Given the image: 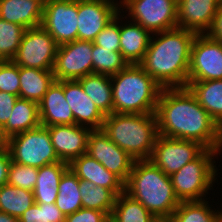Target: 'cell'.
Returning <instances> with one entry per match:
<instances>
[{
    "mask_svg": "<svg viewBox=\"0 0 222 222\" xmlns=\"http://www.w3.org/2000/svg\"><path fill=\"white\" fill-rule=\"evenodd\" d=\"M115 0H78V40L93 42L120 12Z\"/></svg>",
    "mask_w": 222,
    "mask_h": 222,
    "instance_id": "obj_15",
    "label": "cell"
},
{
    "mask_svg": "<svg viewBox=\"0 0 222 222\" xmlns=\"http://www.w3.org/2000/svg\"><path fill=\"white\" fill-rule=\"evenodd\" d=\"M77 81L81 84L86 95L105 116L113 113V94L110 76L91 73Z\"/></svg>",
    "mask_w": 222,
    "mask_h": 222,
    "instance_id": "obj_27",
    "label": "cell"
},
{
    "mask_svg": "<svg viewBox=\"0 0 222 222\" xmlns=\"http://www.w3.org/2000/svg\"><path fill=\"white\" fill-rule=\"evenodd\" d=\"M214 149H205L196 159L185 164L170 178L179 201H203L217 175Z\"/></svg>",
    "mask_w": 222,
    "mask_h": 222,
    "instance_id": "obj_6",
    "label": "cell"
},
{
    "mask_svg": "<svg viewBox=\"0 0 222 222\" xmlns=\"http://www.w3.org/2000/svg\"><path fill=\"white\" fill-rule=\"evenodd\" d=\"M206 34L213 40L222 43V2L214 16L211 28Z\"/></svg>",
    "mask_w": 222,
    "mask_h": 222,
    "instance_id": "obj_41",
    "label": "cell"
},
{
    "mask_svg": "<svg viewBox=\"0 0 222 222\" xmlns=\"http://www.w3.org/2000/svg\"><path fill=\"white\" fill-rule=\"evenodd\" d=\"M40 122L43 126L72 125L75 119L67 103L63 90V81L55 80L39 102Z\"/></svg>",
    "mask_w": 222,
    "mask_h": 222,
    "instance_id": "obj_19",
    "label": "cell"
},
{
    "mask_svg": "<svg viewBox=\"0 0 222 222\" xmlns=\"http://www.w3.org/2000/svg\"><path fill=\"white\" fill-rule=\"evenodd\" d=\"M41 26L59 46L78 40V0H49Z\"/></svg>",
    "mask_w": 222,
    "mask_h": 222,
    "instance_id": "obj_11",
    "label": "cell"
},
{
    "mask_svg": "<svg viewBox=\"0 0 222 222\" xmlns=\"http://www.w3.org/2000/svg\"><path fill=\"white\" fill-rule=\"evenodd\" d=\"M125 192L156 218H170L180 203L170 176L149 159L134 161Z\"/></svg>",
    "mask_w": 222,
    "mask_h": 222,
    "instance_id": "obj_3",
    "label": "cell"
},
{
    "mask_svg": "<svg viewBox=\"0 0 222 222\" xmlns=\"http://www.w3.org/2000/svg\"><path fill=\"white\" fill-rule=\"evenodd\" d=\"M19 222H65V215L55 203H34L19 217Z\"/></svg>",
    "mask_w": 222,
    "mask_h": 222,
    "instance_id": "obj_35",
    "label": "cell"
},
{
    "mask_svg": "<svg viewBox=\"0 0 222 222\" xmlns=\"http://www.w3.org/2000/svg\"><path fill=\"white\" fill-rule=\"evenodd\" d=\"M40 2H42L43 4H46L49 0H39Z\"/></svg>",
    "mask_w": 222,
    "mask_h": 222,
    "instance_id": "obj_47",
    "label": "cell"
},
{
    "mask_svg": "<svg viewBox=\"0 0 222 222\" xmlns=\"http://www.w3.org/2000/svg\"><path fill=\"white\" fill-rule=\"evenodd\" d=\"M55 153L60 161L68 164L87 152L88 138L92 129L81 125L47 126Z\"/></svg>",
    "mask_w": 222,
    "mask_h": 222,
    "instance_id": "obj_16",
    "label": "cell"
},
{
    "mask_svg": "<svg viewBox=\"0 0 222 222\" xmlns=\"http://www.w3.org/2000/svg\"><path fill=\"white\" fill-rule=\"evenodd\" d=\"M0 149H8V138L3 132V128L0 126Z\"/></svg>",
    "mask_w": 222,
    "mask_h": 222,
    "instance_id": "obj_45",
    "label": "cell"
},
{
    "mask_svg": "<svg viewBox=\"0 0 222 222\" xmlns=\"http://www.w3.org/2000/svg\"><path fill=\"white\" fill-rule=\"evenodd\" d=\"M102 129L135 161L150 158L159 135L155 113H112L105 117Z\"/></svg>",
    "mask_w": 222,
    "mask_h": 222,
    "instance_id": "obj_5",
    "label": "cell"
},
{
    "mask_svg": "<svg viewBox=\"0 0 222 222\" xmlns=\"http://www.w3.org/2000/svg\"><path fill=\"white\" fill-rule=\"evenodd\" d=\"M44 4L39 0H0V18L25 29L41 26Z\"/></svg>",
    "mask_w": 222,
    "mask_h": 222,
    "instance_id": "obj_21",
    "label": "cell"
},
{
    "mask_svg": "<svg viewBox=\"0 0 222 222\" xmlns=\"http://www.w3.org/2000/svg\"><path fill=\"white\" fill-rule=\"evenodd\" d=\"M25 30L21 25L0 18V61L15 57Z\"/></svg>",
    "mask_w": 222,
    "mask_h": 222,
    "instance_id": "obj_34",
    "label": "cell"
},
{
    "mask_svg": "<svg viewBox=\"0 0 222 222\" xmlns=\"http://www.w3.org/2000/svg\"><path fill=\"white\" fill-rule=\"evenodd\" d=\"M120 8L152 35L178 27L177 0H121Z\"/></svg>",
    "mask_w": 222,
    "mask_h": 222,
    "instance_id": "obj_8",
    "label": "cell"
},
{
    "mask_svg": "<svg viewBox=\"0 0 222 222\" xmlns=\"http://www.w3.org/2000/svg\"><path fill=\"white\" fill-rule=\"evenodd\" d=\"M19 97L39 103L48 88L54 83L52 71L37 68L19 67Z\"/></svg>",
    "mask_w": 222,
    "mask_h": 222,
    "instance_id": "obj_25",
    "label": "cell"
},
{
    "mask_svg": "<svg viewBox=\"0 0 222 222\" xmlns=\"http://www.w3.org/2000/svg\"><path fill=\"white\" fill-rule=\"evenodd\" d=\"M18 96L0 91V126L3 128L9 119Z\"/></svg>",
    "mask_w": 222,
    "mask_h": 222,
    "instance_id": "obj_40",
    "label": "cell"
},
{
    "mask_svg": "<svg viewBox=\"0 0 222 222\" xmlns=\"http://www.w3.org/2000/svg\"><path fill=\"white\" fill-rule=\"evenodd\" d=\"M68 168L69 164L64 161L38 168V177L33 191L35 203H55L59 181Z\"/></svg>",
    "mask_w": 222,
    "mask_h": 222,
    "instance_id": "obj_24",
    "label": "cell"
},
{
    "mask_svg": "<svg viewBox=\"0 0 222 222\" xmlns=\"http://www.w3.org/2000/svg\"><path fill=\"white\" fill-rule=\"evenodd\" d=\"M157 218L125 191L117 196L111 222H154Z\"/></svg>",
    "mask_w": 222,
    "mask_h": 222,
    "instance_id": "obj_28",
    "label": "cell"
},
{
    "mask_svg": "<svg viewBox=\"0 0 222 222\" xmlns=\"http://www.w3.org/2000/svg\"><path fill=\"white\" fill-rule=\"evenodd\" d=\"M120 24V52L128 64H139L148 49L151 33L140 24Z\"/></svg>",
    "mask_w": 222,
    "mask_h": 222,
    "instance_id": "obj_22",
    "label": "cell"
},
{
    "mask_svg": "<svg viewBox=\"0 0 222 222\" xmlns=\"http://www.w3.org/2000/svg\"><path fill=\"white\" fill-rule=\"evenodd\" d=\"M222 80V43L196 34L190 55L188 81Z\"/></svg>",
    "mask_w": 222,
    "mask_h": 222,
    "instance_id": "obj_12",
    "label": "cell"
},
{
    "mask_svg": "<svg viewBox=\"0 0 222 222\" xmlns=\"http://www.w3.org/2000/svg\"><path fill=\"white\" fill-rule=\"evenodd\" d=\"M93 73L113 76L124 69L128 63L121 52L104 49L93 43L92 49Z\"/></svg>",
    "mask_w": 222,
    "mask_h": 222,
    "instance_id": "obj_33",
    "label": "cell"
},
{
    "mask_svg": "<svg viewBox=\"0 0 222 222\" xmlns=\"http://www.w3.org/2000/svg\"><path fill=\"white\" fill-rule=\"evenodd\" d=\"M222 151V121L218 124V139L216 144L215 152L218 156H220V152Z\"/></svg>",
    "mask_w": 222,
    "mask_h": 222,
    "instance_id": "obj_43",
    "label": "cell"
},
{
    "mask_svg": "<svg viewBox=\"0 0 222 222\" xmlns=\"http://www.w3.org/2000/svg\"><path fill=\"white\" fill-rule=\"evenodd\" d=\"M82 208L95 209L111 216L117 195L104 187L95 186L93 182L79 179Z\"/></svg>",
    "mask_w": 222,
    "mask_h": 222,
    "instance_id": "obj_30",
    "label": "cell"
},
{
    "mask_svg": "<svg viewBox=\"0 0 222 222\" xmlns=\"http://www.w3.org/2000/svg\"><path fill=\"white\" fill-rule=\"evenodd\" d=\"M69 168L80 180L93 182L95 186L109 189L117 196L125 191V183L87 153L73 159Z\"/></svg>",
    "mask_w": 222,
    "mask_h": 222,
    "instance_id": "obj_20",
    "label": "cell"
},
{
    "mask_svg": "<svg viewBox=\"0 0 222 222\" xmlns=\"http://www.w3.org/2000/svg\"><path fill=\"white\" fill-rule=\"evenodd\" d=\"M187 88L219 124L222 121V80L188 81Z\"/></svg>",
    "mask_w": 222,
    "mask_h": 222,
    "instance_id": "obj_26",
    "label": "cell"
},
{
    "mask_svg": "<svg viewBox=\"0 0 222 222\" xmlns=\"http://www.w3.org/2000/svg\"><path fill=\"white\" fill-rule=\"evenodd\" d=\"M35 203L33 191L4 184L0 186V211L19 218Z\"/></svg>",
    "mask_w": 222,
    "mask_h": 222,
    "instance_id": "obj_32",
    "label": "cell"
},
{
    "mask_svg": "<svg viewBox=\"0 0 222 222\" xmlns=\"http://www.w3.org/2000/svg\"><path fill=\"white\" fill-rule=\"evenodd\" d=\"M93 42L74 40L60 45L53 66L57 81H75L93 73Z\"/></svg>",
    "mask_w": 222,
    "mask_h": 222,
    "instance_id": "obj_13",
    "label": "cell"
},
{
    "mask_svg": "<svg viewBox=\"0 0 222 222\" xmlns=\"http://www.w3.org/2000/svg\"><path fill=\"white\" fill-rule=\"evenodd\" d=\"M121 11L115 18L96 36L93 43L102 48L120 52V25L118 24Z\"/></svg>",
    "mask_w": 222,
    "mask_h": 222,
    "instance_id": "obj_38",
    "label": "cell"
},
{
    "mask_svg": "<svg viewBox=\"0 0 222 222\" xmlns=\"http://www.w3.org/2000/svg\"><path fill=\"white\" fill-rule=\"evenodd\" d=\"M55 205L65 216L82 208L79 178L70 168L64 172L59 181Z\"/></svg>",
    "mask_w": 222,
    "mask_h": 222,
    "instance_id": "obj_29",
    "label": "cell"
},
{
    "mask_svg": "<svg viewBox=\"0 0 222 222\" xmlns=\"http://www.w3.org/2000/svg\"><path fill=\"white\" fill-rule=\"evenodd\" d=\"M63 90L69 104L76 125L94 129H102L105 115L95 103L86 95L81 84L75 81H63Z\"/></svg>",
    "mask_w": 222,
    "mask_h": 222,
    "instance_id": "obj_18",
    "label": "cell"
},
{
    "mask_svg": "<svg viewBox=\"0 0 222 222\" xmlns=\"http://www.w3.org/2000/svg\"><path fill=\"white\" fill-rule=\"evenodd\" d=\"M87 154L117 175L124 183L129 179L134 159L114 142L103 129H94L89 134Z\"/></svg>",
    "mask_w": 222,
    "mask_h": 222,
    "instance_id": "obj_14",
    "label": "cell"
},
{
    "mask_svg": "<svg viewBox=\"0 0 222 222\" xmlns=\"http://www.w3.org/2000/svg\"><path fill=\"white\" fill-rule=\"evenodd\" d=\"M158 134L216 149L218 123L187 88H162L156 108Z\"/></svg>",
    "mask_w": 222,
    "mask_h": 222,
    "instance_id": "obj_1",
    "label": "cell"
},
{
    "mask_svg": "<svg viewBox=\"0 0 222 222\" xmlns=\"http://www.w3.org/2000/svg\"><path fill=\"white\" fill-rule=\"evenodd\" d=\"M37 177V167L21 165L11 161L8 170L7 184L20 187L28 191H34Z\"/></svg>",
    "mask_w": 222,
    "mask_h": 222,
    "instance_id": "obj_36",
    "label": "cell"
},
{
    "mask_svg": "<svg viewBox=\"0 0 222 222\" xmlns=\"http://www.w3.org/2000/svg\"><path fill=\"white\" fill-rule=\"evenodd\" d=\"M8 150L12 161L21 165L40 168L60 161L51 142L49 130L43 125L10 137Z\"/></svg>",
    "mask_w": 222,
    "mask_h": 222,
    "instance_id": "obj_7",
    "label": "cell"
},
{
    "mask_svg": "<svg viewBox=\"0 0 222 222\" xmlns=\"http://www.w3.org/2000/svg\"><path fill=\"white\" fill-rule=\"evenodd\" d=\"M19 66L12 60L0 61V91L19 97Z\"/></svg>",
    "mask_w": 222,
    "mask_h": 222,
    "instance_id": "obj_37",
    "label": "cell"
},
{
    "mask_svg": "<svg viewBox=\"0 0 222 222\" xmlns=\"http://www.w3.org/2000/svg\"><path fill=\"white\" fill-rule=\"evenodd\" d=\"M220 4V0H177L178 28L206 34Z\"/></svg>",
    "mask_w": 222,
    "mask_h": 222,
    "instance_id": "obj_17",
    "label": "cell"
},
{
    "mask_svg": "<svg viewBox=\"0 0 222 222\" xmlns=\"http://www.w3.org/2000/svg\"><path fill=\"white\" fill-rule=\"evenodd\" d=\"M113 113H155L161 86L139 64H128L110 76Z\"/></svg>",
    "mask_w": 222,
    "mask_h": 222,
    "instance_id": "obj_4",
    "label": "cell"
},
{
    "mask_svg": "<svg viewBox=\"0 0 222 222\" xmlns=\"http://www.w3.org/2000/svg\"><path fill=\"white\" fill-rule=\"evenodd\" d=\"M222 210H213L208 201H180L170 222H220Z\"/></svg>",
    "mask_w": 222,
    "mask_h": 222,
    "instance_id": "obj_31",
    "label": "cell"
},
{
    "mask_svg": "<svg viewBox=\"0 0 222 222\" xmlns=\"http://www.w3.org/2000/svg\"><path fill=\"white\" fill-rule=\"evenodd\" d=\"M58 47L42 26L28 28L12 61L19 67L52 71Z\"/></svg>",
    "mask_w": 222,
    "mask_h": 222,
    "instance_id": "obj_9",
    "label": "cell"
},
{
    "mask_svg": "<svg viewBox=\"0 0 222 222\" xmlns=\"http://www.w3.org/2000/svg\"><path fill=\"white\" fill-rule=\"evenodd\" d=\"M41 125L39 103L18 97L12 113L3 127L5 136L10 137Z\"/></svg>",
    "mask_w": 222,
    "mask_h": 222,
    "instance_id": "obj_23",
    "label": "cell"
},
{
    "mask_svg": "<svg viewBox=\"0 0 222 222\" xmlns=\"http://www.w3.org/2000/svg\"><path fill=\"white\" fill-rule=\"evenodd\" d=\"M206 148L197 141L158 135L149 160L171 176L196 159Z\"/></svg>",
    "mask_w": 222,
    "mask_h": 222,
    "instance_id": "obj_10",
    "label": "cell"
},
{
    "mask_svg": "<svg viewBox=\"0 0 222 222\" xmlns=\"http://www.w3.org/2000/svg\"><path fill=\"white\" fill-rule=\"evenodd\" d=\"M0 222H19V218L0 211Z\"/></svg>",
    "mask_w": 222,
    "mask_h": 222,
    "instance_id": "obj_44",
    "label": "cell"
},
{
    "mask_svg": "<svg viewBox=\"0 0 222 222\" xmlns=\"http://www.w3.org/2000/svg\"><path fill=\"white\" fill-rule=\"evenodd\" d=\"M110 217L102 211L81 208L65 216V222H109Z\"/></svg>",
    "mask_w": 222,
    "mask_h": 222,
    "instance_id": "obj_39",
    "label": "cell"
},
{
    "mask_svg": "<svg viewBox=\"0 0 222 222\" xmlns=\"http://www.w3.org/2000/svg\"><path fill=\"white\" fill-rule=\"evenodd\" d=\"M12 161L8 149H0V186L7 184L8 170Z\"/></svg>",
    "mask_w": 222,
    "mask_h": 222,
    "instance_id": "obj_42",
    "label": "cell"
},
{
    "mask_svg": "<svg viewBox=\"0 0 222 222\" xmlns=\"http://www.w3.org/2000/svg\"><path fill=\"white\" fill-rule=\"evenodd\" d=\"M154 35L156 38L151 36L139 65L161 88L187 87L191 47L196 33L177 27Z\"/></svg>",
    "mask_w": 222,
    "mask_h": 222,
    "instance_id": "obj_2",
    "label": "cell"
},
{
    "mask_svg": "<svg viewBox=\"0 0 222 222\" xmlns=\"http://www.w3.org/2000/svg\"><path fill=\"white\" fill-rule=\"evenodd\" d=\"M154 222H170L169 218H157Z\"/></svg>",
    "mask_w": 222,
    "mask_h": 222,
    "instance_id": "obj_46",
    "label": "cell"
}]
</instances>
